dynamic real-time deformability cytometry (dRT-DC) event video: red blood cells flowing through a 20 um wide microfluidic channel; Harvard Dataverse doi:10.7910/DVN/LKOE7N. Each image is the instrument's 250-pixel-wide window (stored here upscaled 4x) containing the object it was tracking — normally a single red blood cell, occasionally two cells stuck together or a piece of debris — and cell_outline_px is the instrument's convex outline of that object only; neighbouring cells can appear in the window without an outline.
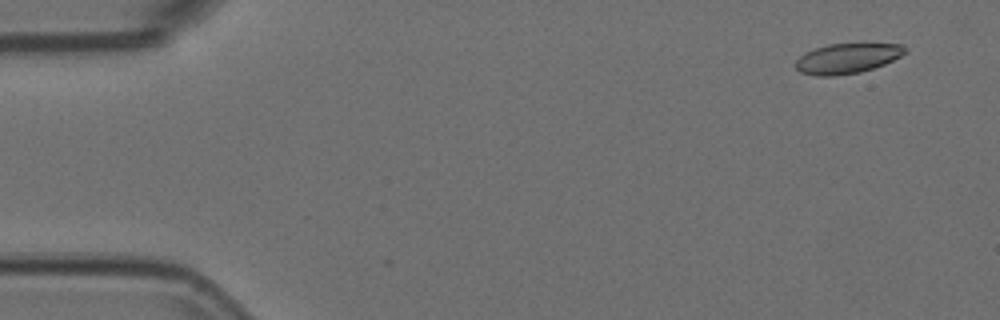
{"species": "Egyptian fruit bat (a non-hibernating species)", "species_latin": "Rousettus aegyptiacus", "temperature_condition": "room temperature", "stored_images_in_passage": 2, "camera_frame_rate_fps": 3000, "um_per_image_px": 0.085, "animal": {"sex": "female"}, "frame": {"image": 1, "passage_image": 2, "time_ms": 0.333, "image_size_px": [1000, 320], "cell_outline_px": [[908, 52], [884, 64], [860, 72], [832, 76], [816, 76], [800, 72], [796, 68], [796, 60], [804, 52], [828, 44], [904, 44], [908, 48]], "centroid_in_image_um": [72.02, 4.96], "position_along_channel_um": 13.0, "area_um2": 19.13}}